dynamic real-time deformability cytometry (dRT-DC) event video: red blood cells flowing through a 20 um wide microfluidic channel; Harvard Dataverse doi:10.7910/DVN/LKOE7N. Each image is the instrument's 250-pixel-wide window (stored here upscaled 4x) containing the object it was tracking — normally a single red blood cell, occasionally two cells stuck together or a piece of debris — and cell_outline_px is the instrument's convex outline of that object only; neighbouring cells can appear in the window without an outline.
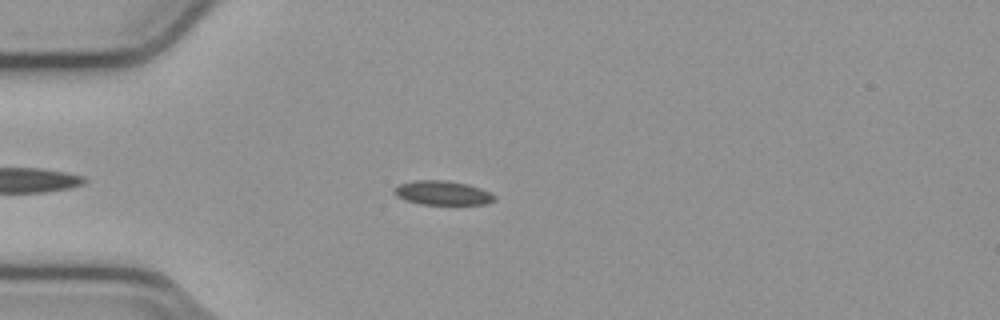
{"species": "common noctule bat (a hibernating species)", "species_latin": "Nyctalus noctula", "temperature_condition": "cold", "stored_images_in_passage": 39, "camera_frame_rate_fps": 3000, "um_per_image_px": 0.085, "animal": {"sex": "male", "body_mass_g": 23.1, "forearm_length_mm": 52.7}, "frame": {"image": 1, "passage_image": 9, "time_ms": 2.667, "image_size_px": [1000, 320], "cell_outline_px": [[496, 200], [484, 204], [420, 204], [404, 200], [396, 196], [392, 192], [392, 188], [396, 184], [412, 180], [448, 180], [468, 184], [480, 188], [496, 196]], "centroid_in_image_um": [37.53, 16.38], "position_along_channel_um": 47.5, "area_um2": 14.39}}
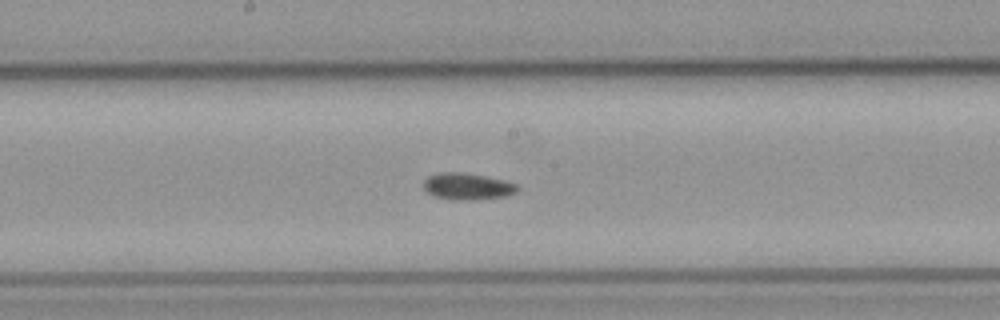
{"frame": {"image": 2, "passage_image": 23, "time_ms": 7.333, "image_size_px": [1000, 320], "cell_outline_px": [[520, 188], [516, 192], [504, 196], [476, 200], [452, 200], [432, 196], [424, 188], [424, 180], [428, 176], [436, 172], [460, 172], [484, 176], [504, 180], [516, 184]], "centroid_in_image_um": [39.7, 15.85], "position_along_channel_um": 208.5, "area_um2": 14.68}}
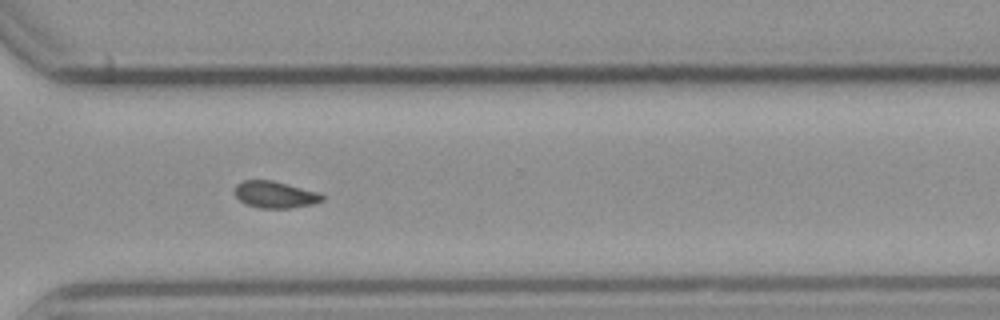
{"frame": {"image": 3, "passage_image": 34, "time_ms": 11.0, "image_size_px": [1000, 320], "cell_outline_px": [[324, 200], [312, 204], [288, 208], [260, 208], [244, 204], [236, 196], [236, 184], [240, 180], [272, 180], [320, 192], [324, 196]], "centroid_in_image_um": [23.38, 16.53], "position_along_channel_um": 347.2, "area_um2": 13.7}}